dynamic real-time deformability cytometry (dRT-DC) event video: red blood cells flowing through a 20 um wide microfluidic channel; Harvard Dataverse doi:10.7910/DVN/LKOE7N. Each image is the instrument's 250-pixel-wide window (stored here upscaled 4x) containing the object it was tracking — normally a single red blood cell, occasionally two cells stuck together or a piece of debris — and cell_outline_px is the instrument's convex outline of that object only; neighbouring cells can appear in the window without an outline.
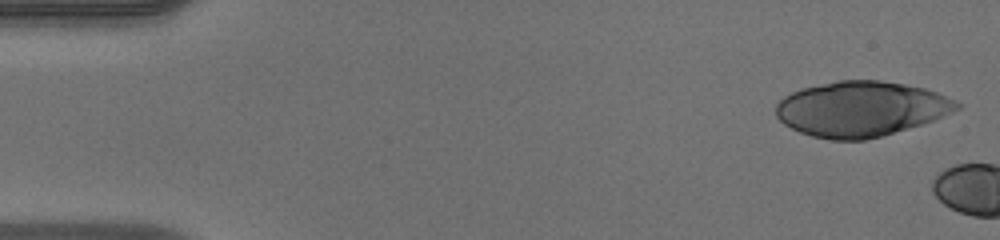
{"species": "human", "species_latin": "Homo sapiens", "temperature_condition": "warm", "stored_images_in_passage": 4, "camera_frame_rate_fps": 3000, "um_per_image_px": 0.085, "donor": {"sex": "male"}, "frame": {"image": 1, "passage_image": 1, "time_ms": 0.0, "image_size_px": [1000, 240], "cell_outline_px": [[964, 104], [960, 108], [952, 112], [932, 120], [920, 124], [880, 136], [864, 140], [832, 140], [812, 136], [800, 132], [784, 124], [776, 116], [776, 104], [784, 96], [800, 88], [836, 80], [880, 80], [904, 84], [924, 88], [936, 92], [956, 100]], "centroid_in_image_um": [73.17, 9.24], "position_along_channel_um": 11.8, "area_um2": 58.03}}